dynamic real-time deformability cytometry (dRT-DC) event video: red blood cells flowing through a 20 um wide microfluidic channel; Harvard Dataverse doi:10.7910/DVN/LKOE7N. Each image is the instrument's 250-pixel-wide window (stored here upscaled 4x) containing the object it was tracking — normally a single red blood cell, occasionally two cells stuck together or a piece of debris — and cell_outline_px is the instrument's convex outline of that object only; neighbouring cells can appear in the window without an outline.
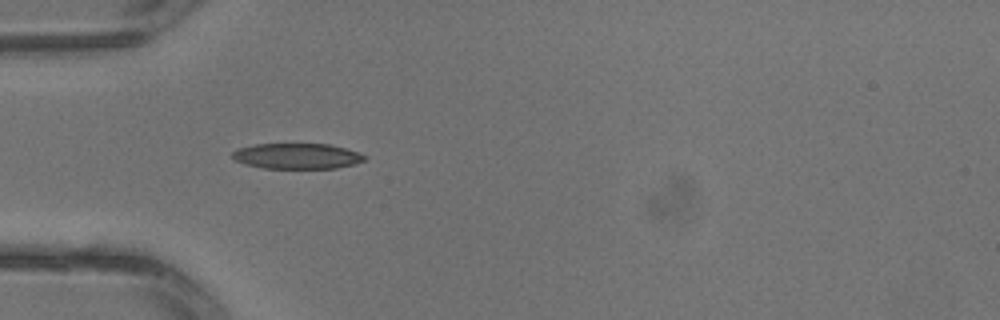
{"species": "common noctule bat (a hibernating species)", "species_latin": "Nyctalus noctula", "temperature_condition": "warm", "stored_images_in_passage": 3, "camera_frame_rate_fps": 3000, "um_per_image_px": 0.085, "animal": {"sex": "male", "body_mass_g": 13.3}, "frame": {"image": 1, "passage_image": 3, "time_ms": 0.667, "image_size_px": [1000, 320], "cell_outline_px": [[368, 156], [364, 160], [356, 164], [336, 168], [264, 168], [244, 164], [236, 160], [232, 156], [232, 152], [236, 148], [256, 144], [328, 144], [344, 148]], "centroid_in_image_um": [25.23, 13.27], "position_along_channel_um": 59.8, "area_um2": 19.65}}